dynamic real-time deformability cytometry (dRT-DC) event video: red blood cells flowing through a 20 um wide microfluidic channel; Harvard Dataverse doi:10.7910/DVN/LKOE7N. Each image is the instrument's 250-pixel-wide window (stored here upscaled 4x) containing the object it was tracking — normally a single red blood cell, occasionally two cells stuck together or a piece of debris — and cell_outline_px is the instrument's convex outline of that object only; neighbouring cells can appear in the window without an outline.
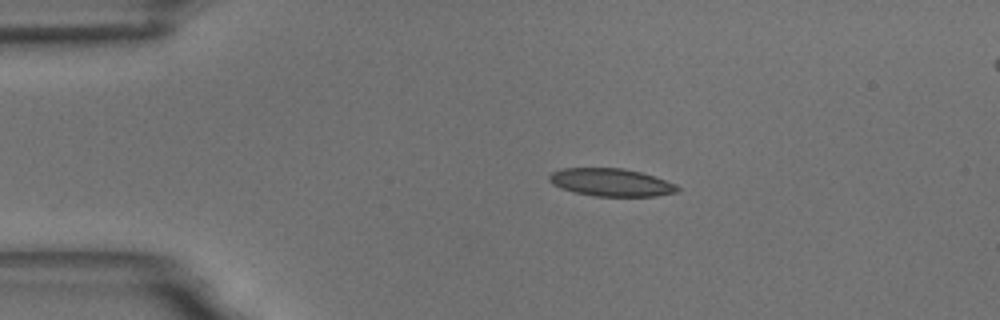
{"species": "common noctule bat (a hibernating species)", "species_latin": "Nyctalus noctula", "temperature_condition": "room temperature", "stored_images_in_passage": 45, "camera_frame_rate_fps": 3000, "um_per_image_px": 0.085, "animal": {"sex": "male", "body_mass_g": 18.8}, "frame": {"image": 1, "passage_image": 1, "time_ms": 0.0, "image_size_px": [1000, 320], "cell_outline_px": [[680, 188], [676, 192], [656, 196], [596, 196], [576, 192], [560, 188], [552, 184], [548, 180], [548, 176], [552, 172], [560, 168], [620, 168], [640, 172], [676, 184]], "centroid_in_image_um": [51.9, 15.5], "position_along_channel_um": 33.1, "area_um2": 20.58}}
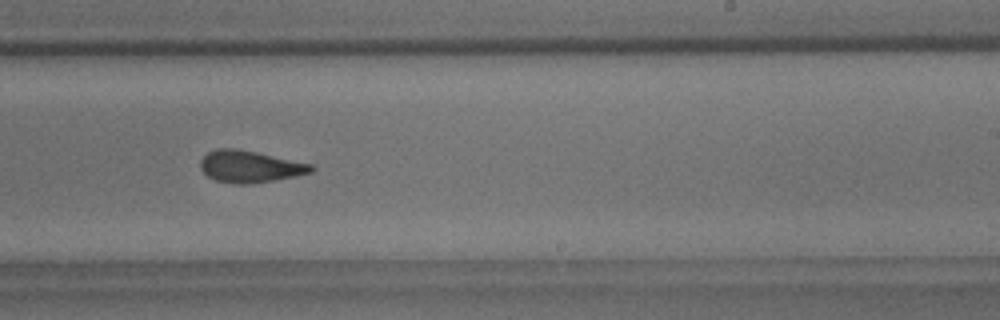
{"frame": {"image": 2, "passage_image": 24, "time_ms": 7.667, "image_size_px": [1000, 320], "cell_outline_px": [[316, 168], [312, 172], [296, 176], [272, 180], [244, 184], [236, 184], [216, 180], [208, 176], [200, 168], [200, 160], [208, 152], [216, 148], [236, 148], [256, 152], [312, 164]], "centroid_in_image_um": [21.24, 14.14], "position_along_channel_um": 267.8, "area_um2": 20.4}}
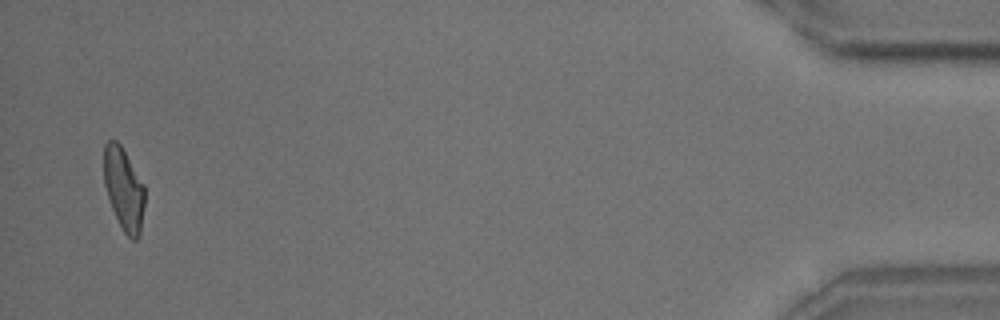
{"frame": {"image": 3, "passage_image": 44, "time_ms": 14.333, "image_size_px": [1000, 320], "cell_outline_px": [[144, 204], [140, 236], [136, 240], [132, 240], [124, 232], [112, 208], [104, 184], [104, 144], [108, 140], [116, 140], [120, 144], [144, 184]], "centroid_in_image_um": [10.52, 16.06], "position_along_channel_um": 424.7, "area_um2": 19.48}, "authors_computed_cell_mechanics": {"area_um2": 20.519, "velocity_mm_per_s": 3.6225, "shape_relaxation_time_tau1_ms": 8.246, "shape_relaxation_time_tau2_ms": 2.6778, "deformation_change_tau1": 0.2254, "deformation_change_tau2": 0.1146}}